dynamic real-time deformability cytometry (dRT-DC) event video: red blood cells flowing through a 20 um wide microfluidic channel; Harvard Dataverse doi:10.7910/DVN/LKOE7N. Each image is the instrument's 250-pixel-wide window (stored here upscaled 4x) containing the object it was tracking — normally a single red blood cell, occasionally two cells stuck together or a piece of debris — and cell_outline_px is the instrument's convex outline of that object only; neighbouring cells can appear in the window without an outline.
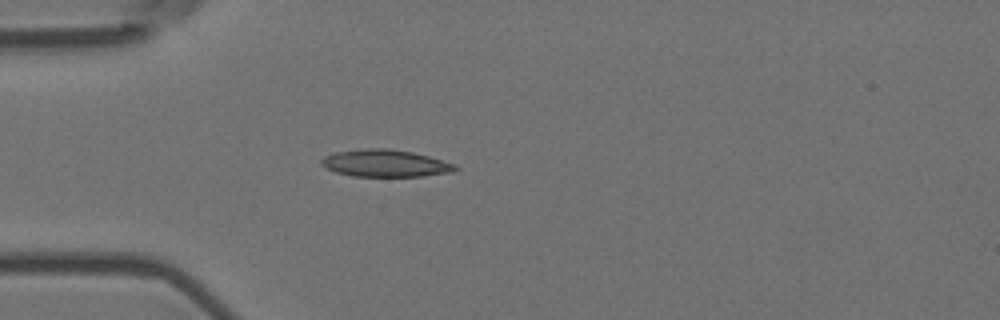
{"species": "Egyptian fruit bat (a non-hibernating species)", "species_latin": "Rousettus aegyptiacus", "temperature_condition": "room temperature", "stored_images_in_passage": 6, "camera_frame_rate_fps": 3000, "um_per_image_px": 0.085, "animal": {"sex": "female"}, "frame": {"image": 1, "passage_image": 1, "time_ms": 0.0, "image_size_px": [1000, 320], "cell_outline_px": [[460, 168], [452, 172], [420, 176], [352, 176], [336, 172], [320, 164], [320, 160], [324, 156], [332, 152], [368, 148], [388, 148], [412, 152], [428, 156], [456, 164]], "centroid_in_image_um": [32.74, 13.87], "position_along_channel_um": 52.3, "area_um2": 21.21}}